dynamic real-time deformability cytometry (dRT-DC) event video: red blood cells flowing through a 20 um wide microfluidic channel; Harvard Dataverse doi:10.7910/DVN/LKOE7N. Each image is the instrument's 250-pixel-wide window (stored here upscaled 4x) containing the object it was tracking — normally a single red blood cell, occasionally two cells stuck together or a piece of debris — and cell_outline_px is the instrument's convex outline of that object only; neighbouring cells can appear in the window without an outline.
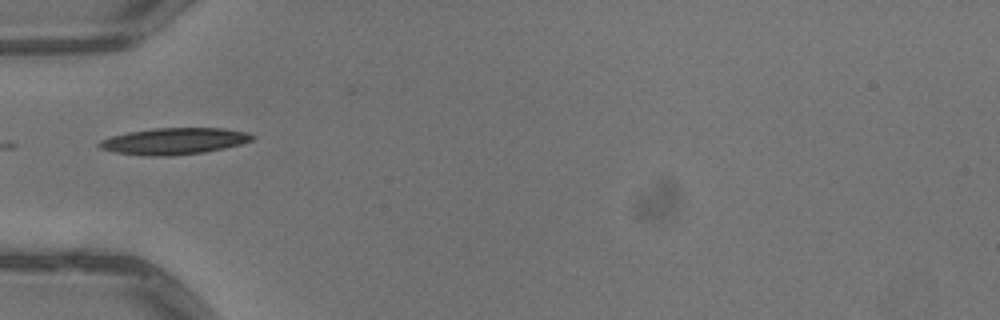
{"species": "common noctule bat (a hibernating species)", "species_latin": "Nyctalus noctula", "temperature_condition": "warm", "stored_images_in_passage": 6, "camera_frame_rate_fps": 3000, "um_per_image_px": 0.085, "animal": {"sex": "male", "body_mass_g": 13.3}, "frame": {"image": 1, "passage_image": 6, "time_ms": 1.667, "image_size_px": [1000, 320], "cell_outline_px": [[256, 136], [252, 140], [240, 144], [224, 148], [204, 152], [172, 156], [144, 156], [116, 152], [100, 148], [96, 144], [100, 140], [112, 136], [128, 132], [152, 128], [224, 128], [248, 132]], "centroid_in_image_um": [14.8, 11.99], "position_along_channel_um": 70.2, "area_um2": 23.76}}